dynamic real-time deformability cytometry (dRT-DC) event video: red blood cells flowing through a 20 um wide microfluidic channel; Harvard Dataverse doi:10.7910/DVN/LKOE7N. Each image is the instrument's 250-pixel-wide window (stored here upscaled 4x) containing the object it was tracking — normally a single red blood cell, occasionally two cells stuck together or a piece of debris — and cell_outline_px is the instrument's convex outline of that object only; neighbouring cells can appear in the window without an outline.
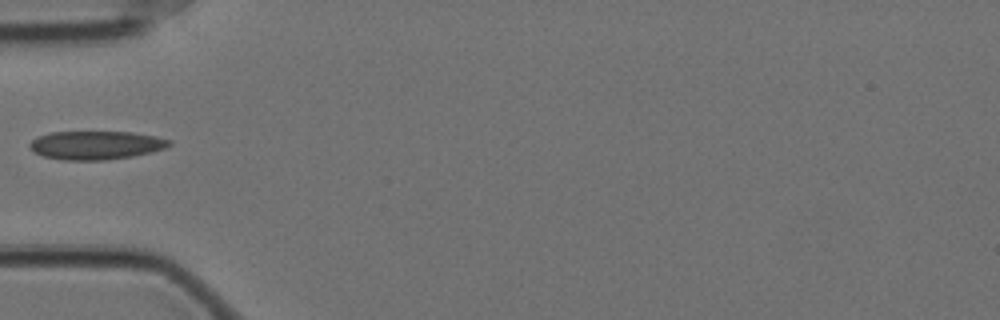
{"species": "Egyptian fruit bat (a non-hibernating species)", "species_latin": "Rousettus aegyptiacus", "temperature_condition": "cold", "stored_images_in_passage": 39, "camera_frame_rate_fps": 3000, "um_per_image_px": 0.085, "animal": {"sex": "female"}, "frame": {"image": 1, "passage_image": 1, "time_ms": 0.0, "image_size_px": [1000, 320], "cell_outline_px": [[172, 144], [164, 148], [152, 152], [132, 156], [104, 160], [64, 160], [44, 156], [28, 148], [28, 144], [32, 140], [40, 136], [52, 132], [132, 132], [156, 136], [172, 140]], "centroid_in_image_um": [8.18, 12.34], "position_along_channel_um": 76.8, "area_um2": 23.12}}
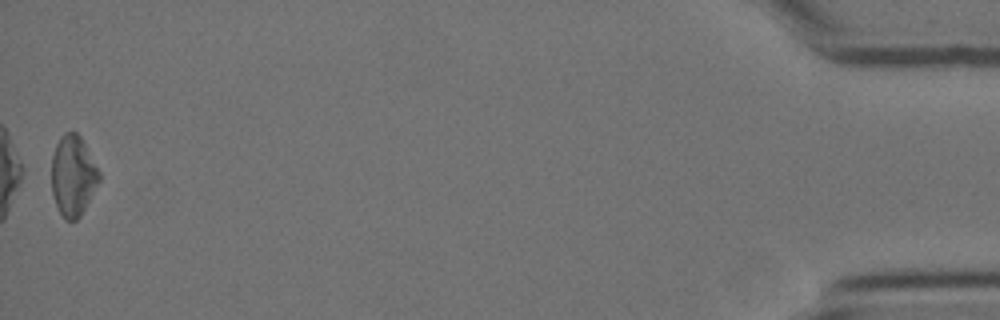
{"frame": {"image": 2, "passage_image": 39, "time_ms": 12.667, "image_size_px": [1000, 320], "cell_outline_px": [[100, 180], [80, 216], [76, 220], [64, 220], [56, 204], [52, 192], [52, 156], [56, 144], [60, 136], [64, 132], [76, 132], [80, 136], [100, 172]], "centroid_in_image_um": [6.2, 14.93], "position_along_channel_um": 429.0, "area_um2": 22.14}}